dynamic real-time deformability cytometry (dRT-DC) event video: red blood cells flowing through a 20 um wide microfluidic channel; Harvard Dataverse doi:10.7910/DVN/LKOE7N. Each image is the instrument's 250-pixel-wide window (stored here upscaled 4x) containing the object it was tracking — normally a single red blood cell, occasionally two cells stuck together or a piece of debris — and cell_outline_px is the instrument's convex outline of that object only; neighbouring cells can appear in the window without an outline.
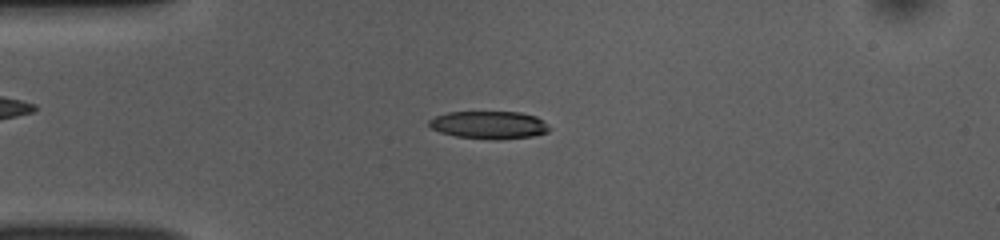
{"species": "common noctule bat (a hibernating species)", "species_latin": "Nyctalus noctula", "temperature_condition": "room temperature", "stored_images_in_passage": 51, "camera_frame_rate_fps": 3000, "um_per_image_px": 0.085, "animal": {"sex": "female", "body_mass_g": 10.0, "forearm_length_mm": 53.1}, "frame": {"image": 1, "passage_image": 12, "time_ms": 3.667, "image_size_px": [1000, 240], "cell_outline_px": [[552, 128], [548, 132], [532, 136], [496, 140], [456, 136], [440, 132], [432, 128], [428, 124], [428, 120], [436, 116], [448, 112], [520, 112], [536, 116], [548, 124]], "centroid_in_image_um": [41.6, 10.62], "position_along_channel_um": 43.4, "area_um2": 19.48}}
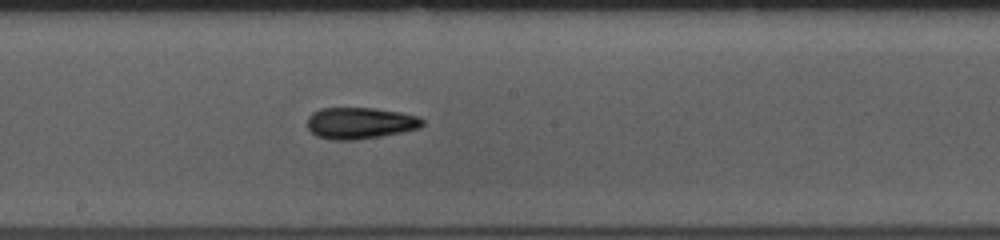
{"frame": {"image": 2, "passage_image": 27, "time_ms": 8.667, "image_size_px": [1000, 240], "cell_outline_px": [[424, 124], [420, 128], [380, 136], [356, 140], [332, 140], [316, 136], [308, 128], [308, 116], [312, 112], [320, 108], [376, 108], [400, 112], [416, 116], [424, 120]], "centroid_in_image_um": [30.59, 10.46], "position_along_channel_um": 217.6, "area_um2": 21.15}}
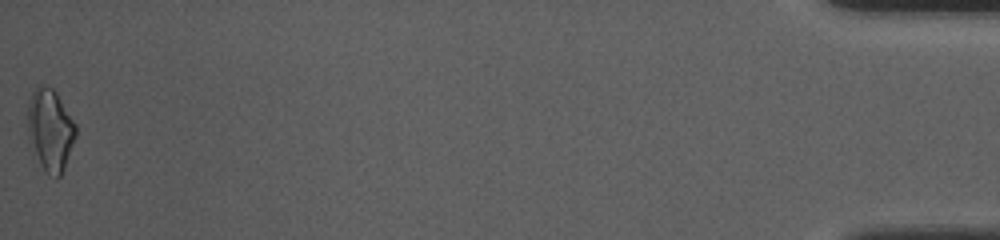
{"frame": {"image": 3, "passage_image": 51, "time_ms": 16.667, "image_size_px": [1000, 240], "cell_outline_px": [[76, 136], [64, 168], [60, 176], [48, 176], [32, 156], [28, 140], [28, 100], [36, 84], [44, 84], [52, 88], [56, 92], [76, 124]], "centroid_in_image_um": [4.23, 11.05], "position_along_channel_um": 431.0, "area_um2": 23.52}, "authors_computed_cell_mechanics": {"area_um2": 20.1144, "velocity_mm_per_s": 3.867, "shape_relaxation_time_tau1_ms": 4.9308, "shape_relaxation_time_tau2_ms": 4.0454, "deformation_change_tau1": 0.1716, "deformation_change_tau2": 0.1399}}